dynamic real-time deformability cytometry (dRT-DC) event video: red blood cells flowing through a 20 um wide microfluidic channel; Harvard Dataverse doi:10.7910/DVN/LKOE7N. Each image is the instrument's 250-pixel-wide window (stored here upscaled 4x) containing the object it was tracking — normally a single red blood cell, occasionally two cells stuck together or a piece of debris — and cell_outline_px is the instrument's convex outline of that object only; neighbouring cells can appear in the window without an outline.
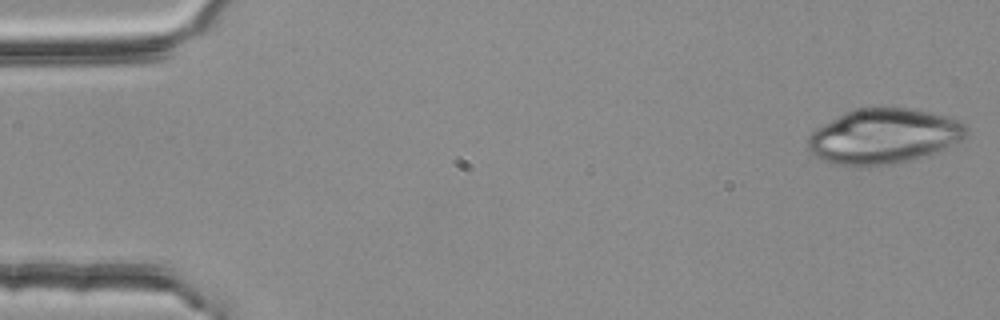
{"species": "common noctule bat (a hibernating species)", "species_latin": "Nyctalus noctula", "temperature_condition": "room temperature", "stored_images_in_passage": 8, "camera_frame_rate_fps": 3000, "um_per_image_px": 0.085, "animal": {"sex": "female", "body_mass_g": 25.1}, "frame": {"image": 1, "passage_image": 1, "time_ms": 0.0, "image_size_px": [1000, 320], "cell_outline_px": [[968, 132], [960, 140], [944, 148], [896, 164], [832, 164], [820, 160], [808, 148], [808, 136], [816, 128], [844, 112], [852, 108], [912, 108], [960, 120], [968, 128]], "centroid_in_image_um": [75.08, 11.55], "position_along_channel_um": 9.9, "area_um2": 50.05}}